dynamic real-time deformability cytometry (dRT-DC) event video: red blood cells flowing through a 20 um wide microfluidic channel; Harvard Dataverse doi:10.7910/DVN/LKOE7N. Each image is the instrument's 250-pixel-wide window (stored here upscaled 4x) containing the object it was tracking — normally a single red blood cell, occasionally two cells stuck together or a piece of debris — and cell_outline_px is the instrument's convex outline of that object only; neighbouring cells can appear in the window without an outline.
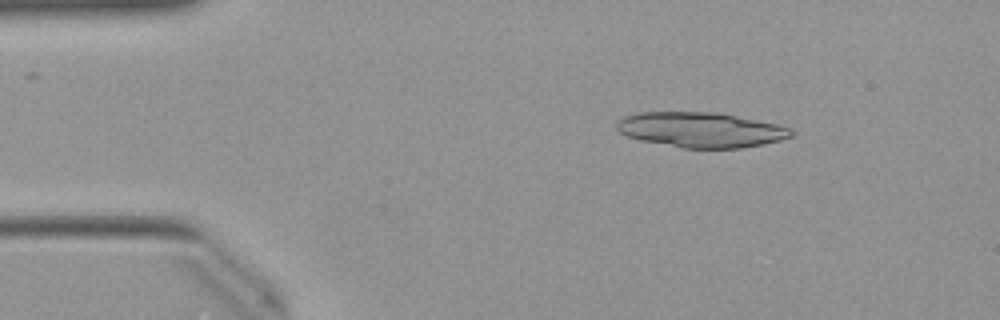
{"species": "Egyptian fruit bat (a non-hibernating species)", "species_latin": "Rousettus aegyptiacus", "temperature_condition": "warm", "stored_images_in_passage": 15, "camera_frame_rate_fps": 3000, "um_per_image_px": 0.085, "animal": {"sex": "female"}, "frame": {"image": 1, "passage_image": 7, "time_ms": 2.0, "image_size_px": [1000, 320], "cell_outline_px": [[796, 132], [792, 136], [780, 140], [764, 144], [740, 148], [680, 148], [640, 140], [628, 136], [620, 132], [616, 128], [616, 120], [624, 116], [636, 112], [716, 112], [776, 124], [792, 128]], "centroid_in_image_um": [59.55, 11.03], "position_along_channel_um": 25.4, "area_um2": 35.89}}